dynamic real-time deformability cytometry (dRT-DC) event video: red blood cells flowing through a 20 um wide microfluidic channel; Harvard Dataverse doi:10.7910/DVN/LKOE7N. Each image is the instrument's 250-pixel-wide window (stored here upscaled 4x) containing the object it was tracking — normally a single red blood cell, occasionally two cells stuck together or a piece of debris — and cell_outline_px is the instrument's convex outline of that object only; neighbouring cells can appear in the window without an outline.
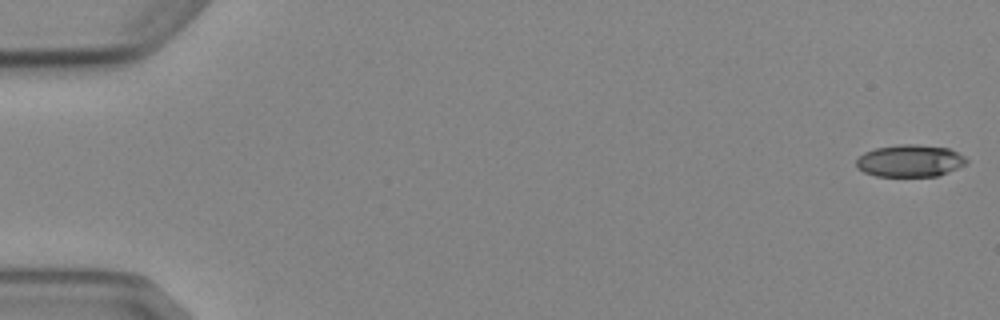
{"species": "Egyptian fruit bat (a non-hibernating species)", "species_latin": "Rousettus aegyptiacus", "temperature_condition": "cold", "stored_images_in_passage": 9, "camera_frame_rate_fps": 3000, "um_per_image_px": 0.085, "animal": {"sex": "female"}, "frame": {"image": 1, "passage_image": 1, "time_ms": 0.0, "image_size_px": [1000, 320], "cell_outline_px": [[968, 164], [936, 176], [876, 176], [864, 172], [856, 168], [856, 160], [864, 152], [876, 148], [900, 144], [916, 144], [948, 148], [964, 156], [968, 160]], "centroid_in_image_um": [77.34, 13.67], "position_along_channel_um": 7.7, "area_um2": 20.63}}
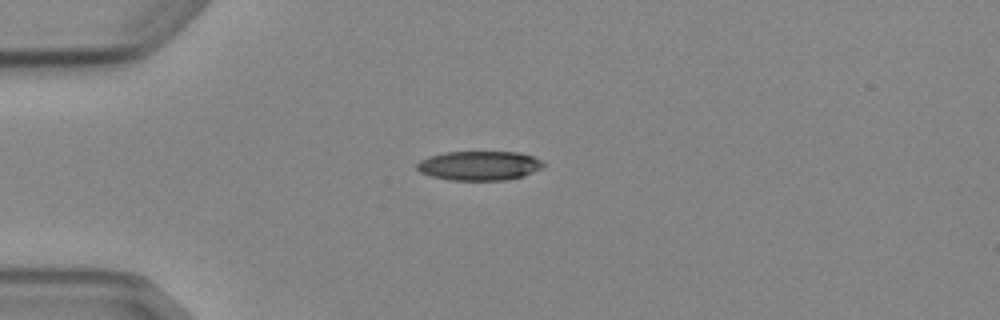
{"frame": {"image": 2, "passage_image": 4, "time_ms": 4.333, "image_size_px": [1000, 320], "cell_outline_px": [[544, 164], [540, 168], [524, 176], [504, 180], [452, 180], [432, 176], [420, 172], [416, 168], [416, 164], [420, 160], [428, 156], [444, 152], [516, 152], [532, 156], [540, 160]], "centroid_in_image_um": [40.69, 14.08], "position_along_channel_um": 44.3, "area_um2": 21.44}}
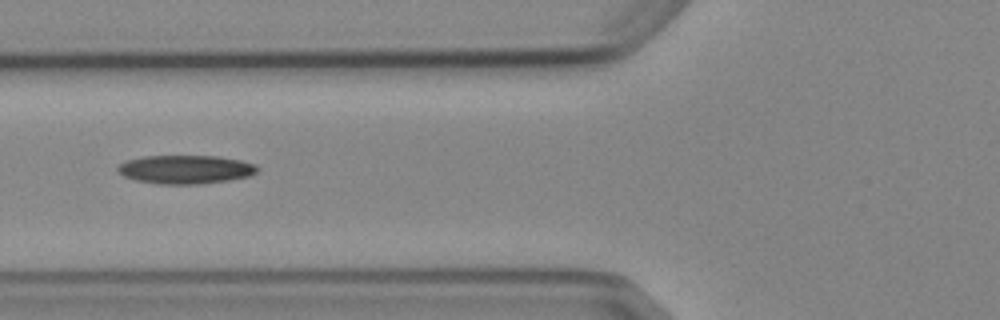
{"frame": {"image": 3, "passage_image": 6, "time_ms": 6.667, "image_size_px": [1000, 320], "cell_outline_px": [[260, 168], [256, 172], [248, 176], [228, 180], [196, 184], [160, 184], [136, 180], [124, 176], [116, 168], [120, 164], [128, 160], [144, 156], [220, 156], [240, 160], [256, 164]], "centroid_in_image_um": [15.79, 14.39], "position_along_channel_um": 110.0, "area_um2": 23.12}}